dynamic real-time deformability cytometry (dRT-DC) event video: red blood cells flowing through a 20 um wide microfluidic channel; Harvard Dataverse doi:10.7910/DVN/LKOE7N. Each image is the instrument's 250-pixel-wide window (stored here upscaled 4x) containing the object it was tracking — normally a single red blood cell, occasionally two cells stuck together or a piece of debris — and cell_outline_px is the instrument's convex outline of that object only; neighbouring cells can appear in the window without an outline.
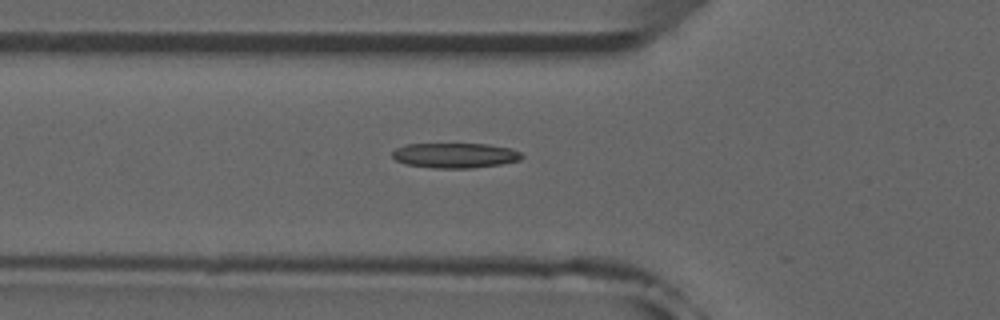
{"species": "common noctule bat (a hibernating species)", "species_latin": "Nyctalus noctula", "temperature_condition": "room temperature", "stored_images_in_passage": 24, "camera_frame_rate_fps": 3000, "um_per_image_px": 0.085, "animal": {"sex": "male", "forearm_length_mm": 52.5}, "frame": {"image": 1, "passage_image": 17, "time_ms": 5.333, "image_size_px": [1000, 320], "cell_outline_px": [[524, 156], [520, 160], [500, 164], [472, 168], [436, 168], [408, 164], [396, 160], [392, 156], [392, 152], [396, 148], [408, 144], [488, 144], [512, 148], [520, 152]], "centroid_in_image_um": [38.72, 13.2], "position_along_channel_um": 87.1, "area_um2": 18.79}}
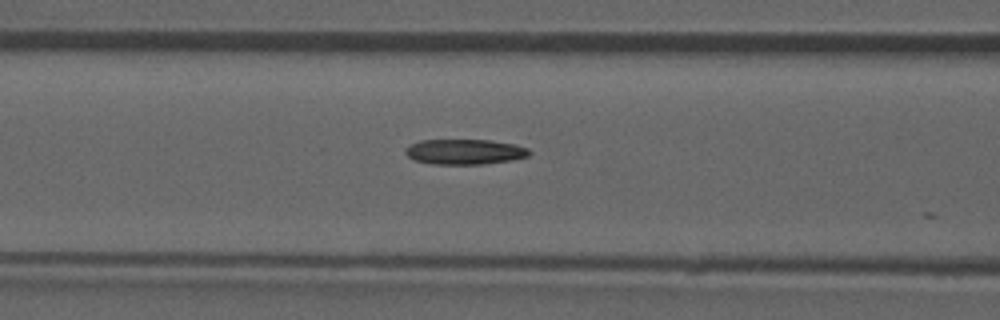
{"frame": {"image": 2, "passage_image": 20, "time_ms": 6.333, "image_size_px": [1000, 320], "cell_outline_px": [[532, 152], [528, 156], [512, 160], [484, 164], [432, 164], [412, 160], [404, 152], [404, 148], [420, 140], [488, 140], [512, 144], [528, 148]], "centroid_in_image_um": [39.47, 12.91], "position_along_channel_um": 127.1, "area_um2": 18.26}}